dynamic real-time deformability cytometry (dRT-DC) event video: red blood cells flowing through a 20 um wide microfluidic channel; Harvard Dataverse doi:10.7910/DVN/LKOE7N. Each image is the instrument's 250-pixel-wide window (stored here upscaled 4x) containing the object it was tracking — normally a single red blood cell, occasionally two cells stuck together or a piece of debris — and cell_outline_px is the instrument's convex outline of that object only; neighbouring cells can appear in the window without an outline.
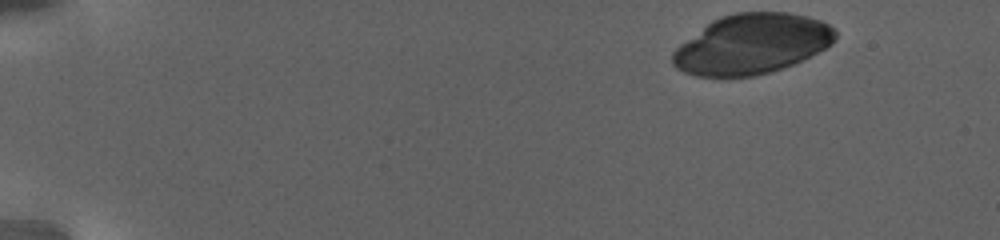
{"species": "human", "species_latin": "Homo sapiens", "temperature_condition": "warm", "stored_images_in_passage": 63, "camera_frame_rate_fps": 3000, "um_per_image_px": 0.085, "donor": {"sex": "female"}, "frame": {"image": 1, "passage_image": 1, "time_ms": 0.0, "image_size_px": [1000, 240], "cell_outline_px": [[836, 40], [832, 44], [792, 64], [772, 72], [756, 76], [696, 76], [684, 72], [676, 68], [672, 64], [672, 52], [680, 44], [712, 20], [720, 16], [736, 12], [788, 12], [808, 16], [820, 20], [828, 24], [836, 32]], "centroid_in_image_um": [63.89, 3.74], "position_along_channel_um": 21.1, "area_um2": 56.7}}